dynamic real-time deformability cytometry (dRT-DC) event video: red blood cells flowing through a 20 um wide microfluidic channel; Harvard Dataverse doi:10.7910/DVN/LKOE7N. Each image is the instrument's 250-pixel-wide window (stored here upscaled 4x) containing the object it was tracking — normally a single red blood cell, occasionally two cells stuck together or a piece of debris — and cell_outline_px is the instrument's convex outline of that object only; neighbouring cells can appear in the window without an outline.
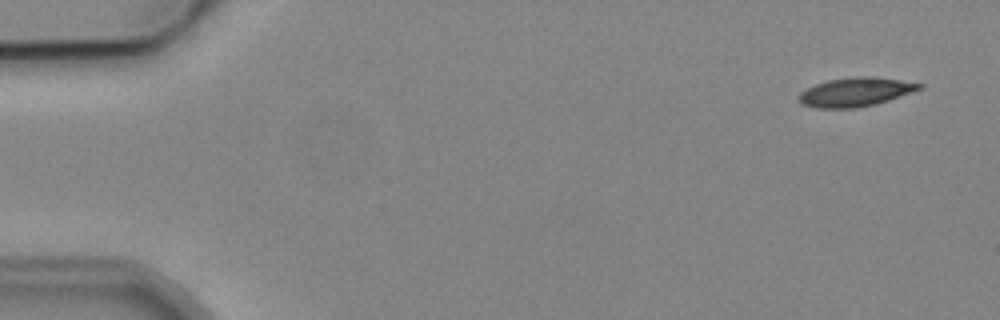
{"species": "common noctule bat (a hibernating species)", "species_latin": "Nyctalus noctula", "temperature_condition": "cold", "stored_images_in_passage": 2, "camera_frame_rate_fps": 3000, "um_per_image_px": 0.085, "animal": {"sex": "male", "body_mass_g": 19.2, "forearm_length_mm": 51.8}, "frame": {"image": 1, "passage_image": 1, "time_ms": 0.0, "image_size_px": [1000, 320], "cell_outline_px": [[924, 88], [876, 104], [856, 108], [816, 108], [800, 104], [796, 100], [796, 96], [800, 92], [816, 84], [828, 80], [856, 76], [872, 76], [900, 80], [924, 84]], "centroid_in_image_um": [72.68, 7.83], "position_along_channel_um": 12.3, "area_um2": 20.46}}